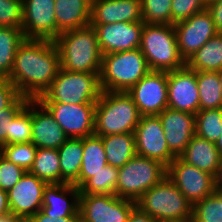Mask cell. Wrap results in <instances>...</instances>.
I'll list each match as a JSON object with an SVG mask.
<instances>
[{
	"mask_svg": "<svg viewBox=\"0 0 222 222\" xmlns=\"http://www.w3.org/2000/svg\"><path fill=\"white\" fill-rule=\"evenodd\" d=\"M61 68L54 41L26 39L20 44L9 80L20 95L38 99L51 86Z\"/></svg>",
	"mask_w": 222,
	"mask_h": 222,
	"instance_id": "cell-1",
	"label": "cell"
},
{
	"mask_svg": "<svg viewBox=\"0 0 222 222\" xmlns=\"http://www.w3.org/2000/svg\"><path fill=\"white\" fill-rule=\"evenodd\" d=\"M54 43L59 51L61 69L100 74L103 55L93 26L64 31Z\"/></svg>",
	"mask_w": 222,
	"mask_h": 222,
	"instance_id": "cell-2",
	"label": "cell"
},
{
	"mask_svg": "<svg viewBox=\"0 0 222 222\" xmlns=\"http://www.w3.org/2000/svg\"><path fill=\"white\" fill-rule=\"evenodd\" d=\"M141 115L127 92L102 91L95 106L94 134L134 133Z\"/></svg>",
	"mask_w": 222,
	"mask_h": 222,
	"instance_id": "cell-3",
	"label": "cell"
},
{
	"mask_svg": "<svg viewBox=\"0 0 222 222\" xmlns=\"http://www.w3.org/2000/svg\"><path fill=\"white\" fill-rule=\"evenodd\" d=\"M150 71L140 48L102 56L100 86L102 91L128 92Z\"/></svg>",
	"mask_w": 222,
	"mask_h": 222,
	"instance_id": "cell-4",
	"label": "cell"
},
{
	"mask_svg": "<svg viewBox=\"0 0 222 222\" xmlns=\"http://www.w3.org/2000/svg\"><path fill=\"white\" fill-rule=\"evenodd\" d=\"M140 50L153 71L170 72L186 65L179 52L173 25L144 23Z\"/></svg>",
	"mask_w": 222,
	"mask_h": 222,
	"instance_id": "cell-5",
	"label": "cell"
},
{
	"mask_svg": "<svg viewBox=\"0 0 222 222\" xmlns=\"http://www.w3.org/2000/svg\"><path fill=\"white\" fill-rule=\"evenodd\" d=\"M99 75L60 68L51 86L38 100L41 103L96 104L102 93Z\"/></svg>",
	"mask_w": 222,
	"mask_h": 222,
	"instance_id": "cell-6",
	"label": "cell"
},
{
	"mask_svg": "<svg viewBox=\"0 0 222 222\" xmlns=\"http://www.w3.org/2000/svg\"><path fill=\"white\" fill-rule=\"evenodd\" d=\"M136 205L156 221H192L193 205L167 176L146 191L136 201Z\"/></svg>",
	"mask_w": 222,
	"mask_h": 222,
	"instance_id": "cell-7",
	"label": "cell"
},
{
	"mask_svg": "<svg viewBox=\"0 0 222 222\" xmlns=\"http://www.w3.org/2000/svg\"><path fill=\"white\" fill-rule=\"evenodd\" d=\"M166 175L167 167L161 162L136 154L123 167L118 168L116 195L136 202Z\"/></svg>",
	"mask_w": 222,
	"mask_h": 222,
	"instance_id": "cell-8",
	"label": "cell"
},
{
	"mask_svg": "<svg viewBox=\"0 0 222 222\" xmlns=\"http://www.w3.org/2000/svg\"><path fill=\"white\" fill-rule=\"evenodd\" d=\"M194 205L215 192V177L176 157L167 166L166 175Z\"/></svg>",
	"mask_w": 222,
	"mask_h": 222,
	"instance_id": "cell-9",
	"label": "cell"
},
{
	"mask_svg": "<svg viewBox=\"0 0 222 222\" xmlns=\"http://www.w3.org/2000/svg\"><path fill=\"white\" fill-rule=\"evenodd\" d=\"M136 202L117 195L80 194L81 222H128Z\"/></svg>",
	"mask_w": 222,
	"mask_h": 222,
	"instance_id": "cell-10",
	"label": "cell"
},
{
	"mask_svg": "<svg viewBox=\"0 0 222 222\" xmlns=\"http://www.w3.org/2000/svg\"><path fill=\"white\" fill-rule=\"evenodd\" d=\"M168 72L150 70L127 93L141 116L159 115L168 107Z\"/></svg>",
	"mask_w": 222,
	"mask_h": 222,
	"instance_id": "cell-11",
	"label": "cell"
},
{
	"mask_svg": "<svg viewBox=\"0 0 222 222\" xmlns=\"http://www.w3.org/2000/svg\"><path fill=\"white\" fill-rule=\"evenodd\" d=\"M173 26L179 52L185 62L218 33L207 8L186 20L175 23Z\"/></svg>",
	"mask_w": 222,
	"mask_h": 222,
	"instance_id": "cell-12",
	"label": "cell"
},
{
	"mask_svg": "<svg viewBox=\"0 0 222 222\" xmlns=\"http://www.w3.org/2000/svg\"><path fill=\"white\" fill-rule=\"evenodd\" d=\"M134 134L137 155L157 160L166 167L176 158L168 148L158 115L141 116Z\"/></svg>",
	"mask_w": 222,
	"mask_h": 222,
	"instance_id": "cell-13",
	"label": "cell"
},
{
	"mask_svg": "<svg viewBox=\"0 0 222 222\" xmlns=\"http://www.w3.org/2000/svg\"><path fill=\"white\" fill-rule=\"evenodd\" d=\"M69 138L94 135L96 104L42 103Z\"/></svg>",
	"mask_w": 222,
	"mask_h": 222,
	"instance_id": "cell-14",
	"label": "cell"
},
{
	"mask_svg": "<svg viewBox=\"0 0 222 222\" xmlns=\"http://www.w3.org/2000/svg\"><path fill=\"white\" fill-rule=\"evenodd\" d=\"M22 31L26 39L57 38L55 0H22Z\"/></svg>",
	"mask_w": 222,
	"mask_h": 222,
	"instance_id": "cell-15",
	"label": "cell"
},
{
	"mask_svg": "<svg viewBox=\"0 0 222 222\" xmlns=\"http://www.w3.org/2000/svg\"><path fill=\"white\" fill-rule=\"evenodd\" d=\"M47 184L46 181L26 171L20 180L7 191L10 212L27 222L41 210L43 191Z\"/></svg>",
	"mask_w": 222,
	"mask_h": 222,
	"instance_id": "cell-16",
	"label": "cell"
},
{
	"mask_svg": "<svg viewBox=\"0 0 222 222\" xmlns=\"http://www.w3.org/2000/svg\"><path fill=\"white\" fill-rule=\"evenodd\" d=\"M94 27L102 55L140 48L144 22L90 24Z\"/></svg>",
	"mask_w": 222,
	"mask_h": 222,
	"instance_id": "cell-17",
	"label": "cell"
},
{
	"mask_svg": "<svg viewBox=\"0 0 222 222\" xmlns=\"http://www.w3.org/2000/svg\"><path fill=\"white\" fill-rule=\"evenodd\" d=\"M168 108L196 114L200 110V96L196 71L186 65L168 72Z\"/></svg>",
	"mask_w": 222,
	"mask_h": 222,
	"instance_id": "cell-18",
	"label": "cell"
},
{
	"mask_svg": "<svg viewBox=\"0 0 222 222\" xmlns=\"http://www.w3.org/2000/svg\"><path fill=\"white\" fill-rule=\"evenodd\" d=\"M170 152L179 157L196 134V116L193 113L166 108L159 115Z\"/></svg>",
	"mask_w": 222,
	"mask_h": 222,
	"instance_id": "cell-19",
	"label": "cell"
},
{
	"mask_svg": "<svg viewBox=\"0 0 222 222\" xmlns=\"http://www.w3.org/2000/svg\"><path fill=\"white\" fill-rule=\"evenodd\" d=\"M31 126V142L37 148L58 149L69 138L38 99H31Z\"/></svg>",
	"mask_w": 222,
	"mask_h": 222,
	"instance_id": "cell-20",
	"label": "cell"
},
{
	"mask_svg": "<svg viewBox=\"0 0 222 222\" xmlns=\"http://www.w3.org/2000/svg\"><path fill=\"white\" fill-rule=\"evenodd\" d=\"M79 196L80 189L74 184H47L43 191L41 211L57 219L75 215L79 211Z\"/></svg>",
	"mask_w": 222,
	"mask_h": 222,
	"instance_id": "cell-21",
	"label": "cell"
},
{
	"mask_svg": "<svg viewBox=\"0 0 222 222\" xmlns=\"http://www.w3.org/2000/svg\"><path fill=\"white\" fill-rule=\"evenodd\" d=\"M143 22L141 0H91L90 24Z\"/></svg>",
	"mask_w": 222,
	"mask_h": 222,
	"instance_id": "cell-22",
	"label": "cell"
},
{
	"mask_svg": "<svg viewBox=\"0 0 222 222\" xmlns=\"http://www.w3.org/2000/svg\"><path fill=\"white\" fill-rule=\"evenodd\" d=\"M91 0H55L57 37L64 31L90 25Z\"/></svg>",
	"mask_w": 222,
	"mask_h": 222,
	"instance_id": "cell-23",
	"label": "cell"
},
{
	"mask_svg": "<svg viewBox=\"0 0 222 222\" xmlns=\"http://www.w3.org/2000/svg\"><path fill=\"white\" fill-rule=\"evenodd\" d=\"M183 161L216 177L220 169V153L215 143L198 137L196 134L179 156Z\"/></svg>",
	"mask_w": 222,
	"mask_h": 222,
	"instance_id": "cell-24",
	"label": "cell"
},
{
	"mask_svg": "<svg viewBox=\"0 0 222 222\" xmlns=\"http://www.w3.org/2000/svg\"><path fill=\"white\" fill-rule=\"evenodd\" d=\"M108 165L102 138L91 135L83 138V155L79 178L73 183L80 188L89 178Z\"/></svg>",
	"mask_w": 222,
	"mask_h": 222,
	"instance_id": "cell-25",
	"label": "cell"
},
{
	"mask_svg": "<svg viewBox=\"0 0 222 222\" xmlns=\"http://www.w3.org/2000/svg\"><path fill=\"white\" fill-rule=\"evenodd\" d=\"M101 138L108 165L123 167L136 155L134 133L111 134Z\"/></svg>",
	"mask_w": 222,
	"mask_h": 222,
	"instance_id": "cell-26",
	"label": "cell"
},
{
	"mask_svg": "<svg viewBox=\"0 0 222 222\" xmlns=\"http://www.w3.org/2000/svg\"><path fill=\"white\" fill-rule=\"evenodd\" d=\"M61 183L73 184L78 178L83 155V138H68L58 148Z\"/></svg>",
	"mask_w": 222,
	"mask_h": 222,
	"instance_id": "cell-27",
	"label": "cell"
},
{
	"mask_svg": "<svg viewBox=\"0 0 222 222\" xmlns=\"http://www.w3.org/2000/svg\"><path fill=\"white\" fill-rule=\"evenodd\" d=\"M194 71H216L222 69V33H217L186 61Z\"/></svg>",
	"mask_w": 222,
	"mask_h": 222,
	"instance_id": "cell-28",
	"label": "cell"
},
{
	"mask_svg": "<svg viewBox=\"0 0 222 222\" xmlns=\"http://www.w3.org/2000/svg\"><path fill=\"white\" fill-rule=\"evenodd\" d=\"M24 40L22 28L0 27V79L9 77L16 52Z\"/></svg>",
	"mask_w": 222,
	"mask_h": 222,
	"instance_id": "cell-29",
	"label": "cell"
},
{
	"mask_svg": "<svg viewBox=\"0 0 222 222\" xmlns=\"http://www.w3.org/2000/svg\"><path fill=\"white\" fill-rule=\"evenodd\" d=\"M196 81L200 96V110L222 108V90L218 72L197 71Z\"/></svg>",
	"mask_w": 222,
	"mask_h": 222,
	"instance_id": "cell-30",
	"label": "cell"
},
{
	"mask_svg": "<svg viewBox=\"0 0 222 222\" xmlns=\"http://www.w3.org/2000/svg\"><path fill=\"white\" fill-rule=\"evenodd\" d=\"M30 173L50 183H61L58 149L37 148Z\"/></svg>",
	"mask_w": 222,
	"mask_h": 222,
	"instance_id": "cell-31",
	"label": "cell"
},
{
	"mask_svg": "<svg viewBox=\"0 0 222 222\" xmlns=\"http://www.w3.org/2000/svg\"><path fill=\"white\" fill-rule=\"evenodd\" d=\"M117 182L118 168L106 165L79 188L80 194L116 195Z\"/></svg>",
	"mask_w": 222,
	"mask_h": 222,
	"instance_id": "cell-32",
	"label": "cell"
},
{
	"mask_svg": "<svg viewBox=\"0 0 222 222\" xmlns=\"http://www.w3.org/2000/svg\"><path fill=\"white\" fill-rule=\"evenodd\" d=\"M195 116L196 135L216 143L222 130V108L199 110Z\"/></svg>",
	"mask_w": 222,
	"mask_h": 222,
	"instance_id": "cell-33",
	"label": "cell"
},
{
	"mask_svg": "<svg viewBox=\"0 0 222 222\" xmlns=\"http://www.w3.org/2000/svg\"><path fill=\"white\" fill-rule=\"evenodd\" d=\"M31 99L9 122L7 145L31 142Z\"/></svg>",
	"mask_w": 222,
	"mask_h": 222,
	"instance_id": "cell-34",
	"label": "cell"
},
{
	"mask_svg": "<svg viewBox=\"0 0 222 222\" xmlns=\"http://www.w3.org/2000/svg\"><path fill=\"white\" fill-rule=\"evenodd\" d=\"M191 222H222V199L214 192L196 202L192 208Z\"/></svg>",
	"mask_w": 222,
	"mask_h": 222,
	"instance_id": "cell-35",
	"label": "cell"
},
{
	"mask_svg": "<svg viewBox=\"0 0 222 222\" xmlns=\"http://www.w3.org/2000/svg\"><path fill=\"white\" fill-rule=\"evenodd\" d=\"M172 0H141L142 20L146 24L171 25Z\"/></svg>",
	"mask_w": 222,
	"mask_h": 222,
	"instance_id": "cell-36",
	"label": "cell"
},
{
	"mask_svg": "<svg viewBox=\"0 0 222 222\" xmlns=\"http://www.w3.org/2000/svg\"><path fill=\"white\" fill-rule=\"evenodd\" d=\"M36 152L37 147L32 142L3 145L0 148V153L5 158L25 171L31 169Z\"/></svg>",
	"mask_w": 222,
	"mask_h": 222,
	"instance_id": "cell-37",
	"label": "cell"
},
{
	"mask_svg": "<svg viewBox=\"0 0 222 222\" xmlns=\"http://www.w3.org/2000/svg\"><path fill=\"white\" fill-rule=\"evenodd\" d=\"M22 0H0V27L22 28Z\"/></svg>",
	"mask_w": 222,
	"mask_h": 222,
	"instance_id": "cell-38",
	"label": "cell"
},
{
	"mask_svg": "<svg viewBox=\"0 0 222 222\" xmlns=\"http://www.w3.org/2000/svg\"><path fill=\"white\" fill-rule=\"evenodd\" d=\"M206 9L202 0H172L171 25L183 21Z\"/></svg>",
	"mask_w": 222,
	"mask_h": 222,
	"instance_id": "cell-39",
	"label": "cell"
},
{
	"mask_svg": "<svg viewBox=\"0 0 222 222\" xmlns=\"http://www.w3.org/2000/svg\"><path fill=\"white\" fill-rule=\"evenodd\" d=\"M26 173L0 153V188L9 191Z\"/></svg>",
	"mask_w": 222,
	"mask_h": 222,
	"instance_id": "cell-40",
	"label": "cell"
},
{
	"mask_svg": "<svg viewBox=\"0 0 222 222\" xmlns=\"http://www.w3.org/2000/svg\"><path fill=\"white\" fill-rule=\"evenodd\" d=\"M28 100L20 95L8 108L0 111V148L7 145L9 122L27 104Z\"/></svg>",
	"mask_w": 222,
	"mask_h": 222,
	"instance_id": "cell-41",
	"label": "cell"
},
{
	"mask_svg": "<svg viewBox=\"0 0 222 222\" xmlns=\"http://www.w3.org/2000/svg\"><path fill=\"white\" fill-rule=\"evenodd\" d=\"M20 96L16 87L7 79H0V111L8 108Z\"/></svg>",
	"mask_w": 222,
	"mask_h": 222,
	"instance_id": "cell-42",
	"label": "cell"
},
{
	"mask_svg": "<svg viewBox=\"0 0 222 222\" xmlns=\"http://www.w3.org/2000/svg\"><path fill=\"white\" fill-rule=\"evenodd\" d=\"M27 222H81V216L80 212L78 211L75 215L57 219L51 218L39 210Z\"/></svg>",
	"mask_w": 222,
	"mask_h": 222,
	"instance_id": "cell-43",
	"label": "cell"
},
{
	"mask_svg": "<svg viewBox=\"0 0 222 222\" xmlns=\"http://www.w3.org/2000/svg\"><path fill=\"white\" fill-rule=\"evenodd\" d=\"M214 21L218 33H222V0H216L206 6Z\"/></svg>",
	"mask_w": 222,
	"mask_h": 222,
	"instance_id": "cell-44",
	"label": "cell"
},
{
	"mask_svg": "<svg viewBox=\"0 0 222 222\" xmlns=\"http://www.w3.org/2000/svg\"><path fill=\"white\" fill-rule=\"evenodd\" d=\"M128 222H156V220L136 205L129 215Z\"/></svg>",
	"mask_w": 222,
	"mask_h": 222,
	"instance_id": "cell-45",
	"label": "cell"
},
{
	"mask_svg": "<svg viewBox=\"0 0 222 222\" xmlns=\"http://www.w3.org/2000/svg\"><path fill=\"white\" fill-rule=\"evenodd\" d=\"M10 213L8 206L7 191L0 188V217Z\"/></svg>",
	"mask_w": 222,
	"mask_h": 222,
	"instance_id": "cell-46",
	"label": "cell"
},
{
	"mask_svg": "<svg viewBox=\"0 0 222 222\" xmlns=\"http://www.w3.org/2000/svg\"><path fill=\"white\" fill-rule=\"evenodd\" d=\"M0 222H26L21 217H18L14 213H8L2 217H0Z\"/></svg>",
	"mask_w": 222,
	"mask_h": 222,
	"instance_id": "cell-47",
	"label": "cell"
},
{
	"mask_svg": "<svg viewBox=\"0 0 222 222\" xmlns=\"http://www.w3.org/2000/svg\"><path fill=\"white\" fill-rule=\"evenodd\" d=\"M215 189H222V167H220L215 177Z\"/></svg>",
	"mask_w": 222,
	"mask_h": 222,
	"instance_id": "cell-48",
	"label": "cell"
},
{
	"mask_svg": "<svg viewBox=\"0 0 222 222\" xmlns=\"http://www.w3.org/2000/svg\"><path fill=\"white\" fill-rule=\"evenodd\" d=\"M215 146L217 150L219 151L220 155H222V130H221L218 140L215 143Z\"/></svg>",
	"mask_w": 222,
	"mask_h": 222,
	"instance_id": "cell-49",
	"label": "cell"
},
{
	"mask_svg": "<svg viewBox=\"0 0 222 222\" xmlns=\"http://www.w3.org/2000/svg\"><path fill=\"white\" fill-rule=\"evenodd\" d=\"M156 222H188V221L166 219V220H157Z\"/></svg>",
	"mask_w": 222,
	"mask_h": 222,
	"instance_id": "cell-50",
	"label": "cell"
},
{
	"mask_svg": "<svg viewBox=\"0 0 222 222\" xmlns=\"http://www.w3.org/2000/svg\"><path fill=\"white\" fill-rule=\"evenodd\" d=\"M218 76H219V79H220L221 90H222V69H220V70L218 71Z\"/></svg>",
	"mask_w": 222,
	"mask_h": 222,
	"instance_id": "cell-51",
	"label": "cell"
},
{
	"mask_svg": "<svg viewBox=\"0 0 222 222\" xmlns=\"http://www.w3.org/2000/svg\"><path fill=\"white\" fill-rule=\"evenodd\" d=\"M215 192L221 197L222 199V189H215Z\"/></svg>",
	"mask_w": 222,
	"mask_h": 222,
	"instance_id": "cell-52",
	"label": "cell"
},
{
	"mask_svg": "<svg viewBox=\"0 0 222 222\" xmlns=\"http://www.w3.org/2000/svg\"><path fill=\"white\" fill-rule=\"evenodd\" d=\"M204 3H205V5L207 6L208 4H210V3H212V2H214V1H216V0H202Z\"/></svg>",
	"mask_w": 222,
	"mask_h": 222,
	"instance_id": "cell-53",
	"label": "cell"
},
{
	"mask_svg": "<svg viewBox=\"0 0 222 222\" xmlns=\"http://www.w3.org/2000/svg\"><path fill=\"white\" fill-rule=\"evenodd\" d=\"M220 167H222V155H220Z\"/></svg>",
	"mask_w": 222,
	"mask_h": 222,
	"instance_id": "cell-54",
	"label": "cell"
}]
</instances>
